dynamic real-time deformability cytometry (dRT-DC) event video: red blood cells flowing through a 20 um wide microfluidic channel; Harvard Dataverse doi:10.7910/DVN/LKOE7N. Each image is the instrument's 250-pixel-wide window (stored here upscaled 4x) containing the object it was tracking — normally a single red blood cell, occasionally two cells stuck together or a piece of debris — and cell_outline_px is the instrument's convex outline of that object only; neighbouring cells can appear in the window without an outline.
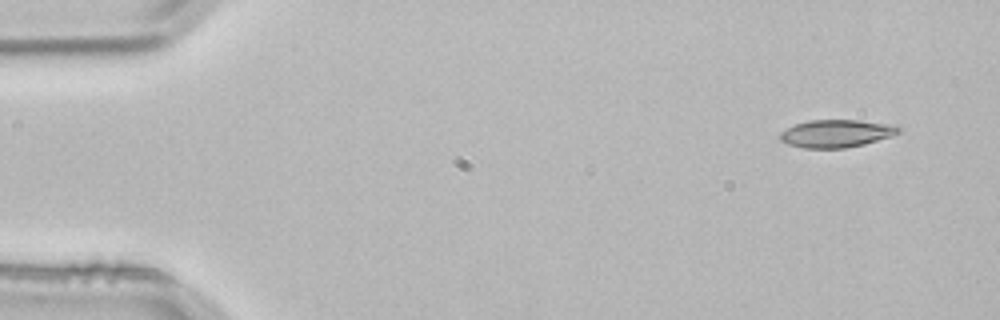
{"species": "common noctule bat (a hibernating species)", "species_latin": "Nyctalus noctula", "temperature_condition": "room temperature", "stored_images_in_passage": 4, "segment_of_instrument_passage": [1, 2], "camera_frame_rate_fps": 3000, "um_per_image_px": 0.085, "animal": {"sex": "male", "body_mass_g": 21.5, "forearm_length_mm": 52.0}, "frame": {"image": 1, "passage_image": 1, "time_ms": 0.0, "image_size_px": [1000, 320], "cell_outline_px": [[900, 132], [864, 144], [844, 148], [804, 148], [788, 144], [780, 140], [780, 132], [796, 124], [808, 120], [860, 120], [896, 124], [900, 128]], "centroid_in_image_um": [71.09, 11.33], "position_along_channel_um": 13.9, "area_um2": 19.02}}
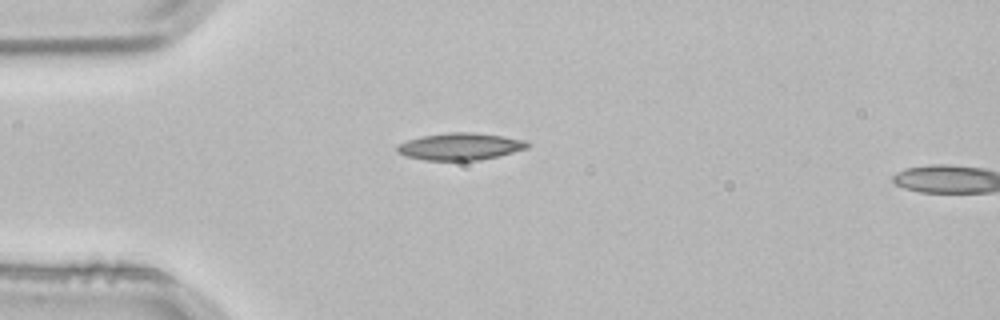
{"frame": {"image": 2, "passage_image": 3, "time_ms": 0.667, "image_size_px": [1000, 320], "cell_outline_px": [[528, 148], [500, 156], [480, 160], [424, 160], [404, 156], [396, 152], [396, 148], [400, 144], [408, 140], [424, 136], [448, 132], [472, 132], [500, 136], [524, 140], [528, 144]], "centroid_in_image_um": [39.1, 12.46], "position_along_channel_um": 45.9, "area_um2": 20.4}}